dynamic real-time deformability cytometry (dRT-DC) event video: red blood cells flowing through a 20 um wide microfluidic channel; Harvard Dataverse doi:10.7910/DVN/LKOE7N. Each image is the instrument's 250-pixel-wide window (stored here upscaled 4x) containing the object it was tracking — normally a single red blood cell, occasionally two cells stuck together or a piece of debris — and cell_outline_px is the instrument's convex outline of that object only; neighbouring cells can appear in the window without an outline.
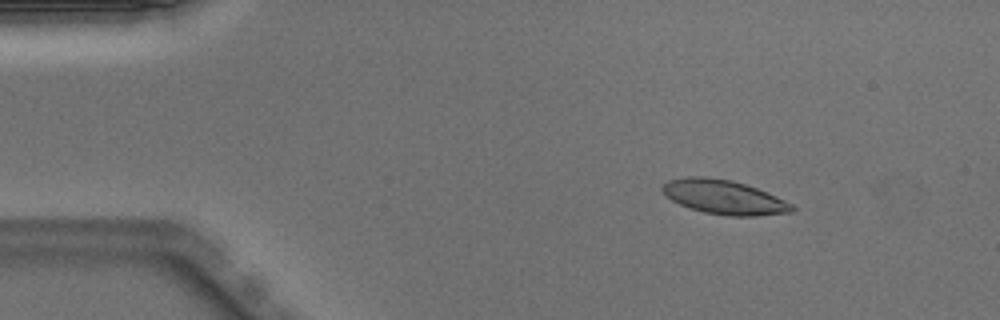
{"species": "Egyptian fruit bat (a non-hibernating species)", "species_latin": "Rousettus aegyptiacus", "temperature_condition": "warm", "stored_images_in_passage": 50, "camera_frame_rate_fps": 3000, "um_per_image_px": 0.085, "animal": {"sex": "male"}, "frame": {"image": 1, "passage_image": 7, "time_ms": 2.0, "image_size_px": [1000, 320], "cell_outline_px": [[796, 208], [792, 212], [756, 216], [728, 216], [704, 212], [680, 204], [672, 200], [660, 188], [660, 184], [668, 180], [684, 176], [704, 176], [732, 180], [756, 188], [776, 196], [792, 204]], "centroid_in_image_um": [61.52, 16.74], "position_along_channel_um": 23.5, "area_um2": 25.84}}
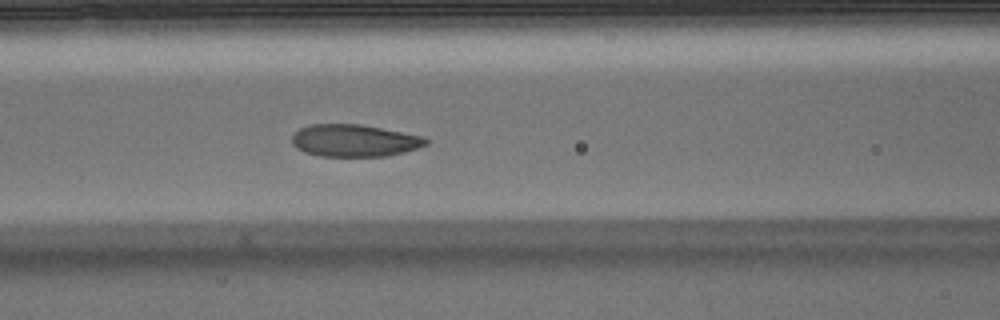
{"frame": {"image": 2, "passage_image": 21, "time_ms": 6.667, "image_size_px": [1000, 320], "cell_outline_px": [[428, 144], [404, 152], [388, 156], [320, 156], [304, 152], [296, 148], [292, 144], [292, 136], [300, 128], [312, 124], [360, 124], [424, 136], [428, 140]], "centroid_in_image_um": [30.12, 11.95], "position_along_channel_um": 136.5, "area_um2": 25.14}}
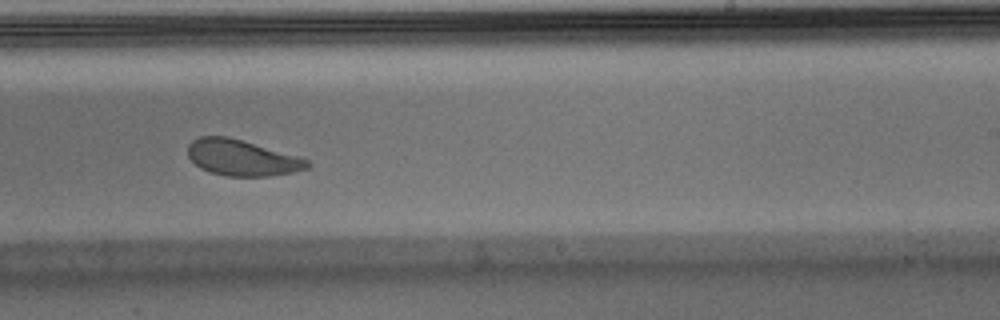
{"frame": {"image": 3, "passage_image": 31, "time_ms": 10.0, "image_size_px": [1000, 320], "cell_outline_px": [[312, 164], [308, 168], [292, 172], [268, 176], [224, 176], [200, 168], [188, 156], [188, 144], [192, 140], [200, 136], [228, 136], [296, 156], [308, 160]], "centroid_in_image_um": [20.53, 13.41], "position_along_channel_um": 268.5, "area_um2": 24.74}, "authors_computed_cell_mechanics": {"area_um2": 25.7788, "velocity_mm_per_s": 3.9659, "shape_relaxation_time_tau1_ms": 2.4087, "shape_relaxation_time_tau2_ms": null, "deformation_change_tau1": 0.0903, "deformation_change_tau2": null}}